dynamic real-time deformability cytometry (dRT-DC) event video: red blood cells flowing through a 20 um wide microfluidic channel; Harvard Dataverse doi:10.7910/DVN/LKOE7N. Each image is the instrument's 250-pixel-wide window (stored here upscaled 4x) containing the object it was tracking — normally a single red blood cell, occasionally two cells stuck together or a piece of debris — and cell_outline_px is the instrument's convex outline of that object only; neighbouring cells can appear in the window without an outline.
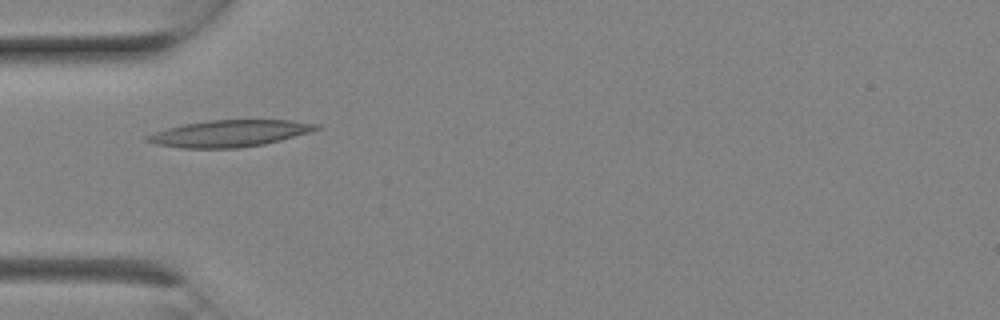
{"species": "Egyptian fruit bat (a non-hibernating species)", "species_latin": "Rousettus aegyptiacus", "temperature_condition": "room temperature", "stored_images_in_passage": 5, "camera_frame_rate_fps": 3000, "um_per_image_px": 0.085, "animal": {"sex": "female"}, "frame": {"image": 1, "passage_image": 4, "time_ms": 1.0, "image_size_px": [1000, 320], "cell_outline_px": [[320, 128], [308, 132], [280, 140], [264, 144], [236, 148], [180, 148], [156, 144], [144, 140], [144, 136], [168, 128], [184, 124], [208, 120], [292, 120], [320, 124]], "centroid_in_image_um": [19.49, 11.34], "position_along_channel_um": 65.5, "area_um2": 26.13}}
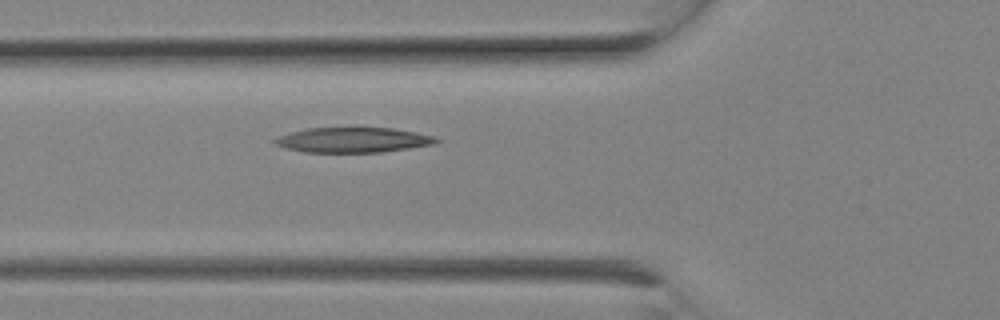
{"frame": {"image": 2, "passage_image": 5, "time_ms": 1.333, "image_size_px": [1000, 320], "cell_outline_px": [[440, 140], [436, 144], [380, 152], [304, 152], [284, 148], [276, 144], [272, 140], [276, 136], [308, 128], [392, 128], [416, 132], [436, 136]], "centroid_in_image_um": [30.01, 11.9], "position_along_channel_um": 95.8, "area_um2": 23.58}}